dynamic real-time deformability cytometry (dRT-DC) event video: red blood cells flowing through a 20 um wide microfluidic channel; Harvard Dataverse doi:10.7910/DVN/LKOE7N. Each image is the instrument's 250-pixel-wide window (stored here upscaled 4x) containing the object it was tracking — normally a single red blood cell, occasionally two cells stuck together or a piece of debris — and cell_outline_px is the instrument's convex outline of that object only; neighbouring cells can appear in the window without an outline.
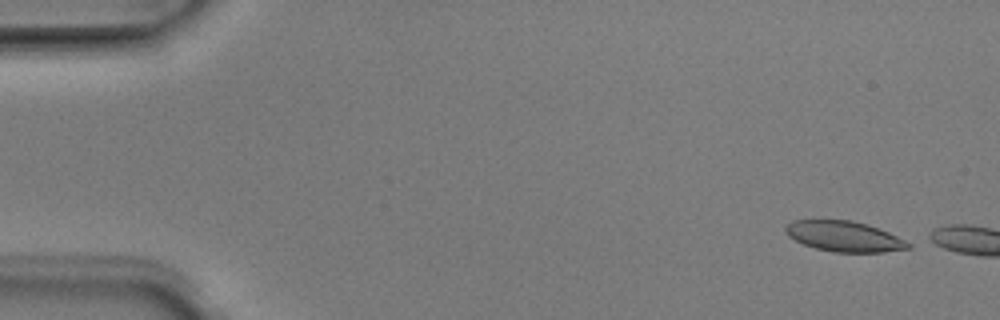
{"species": "Egyptian fruit bat (a non-hibernating species)", "species_latin": "Rousettus aegyptiacus", "temperature_condition": "room temperature", "stored_images_in_passage": 5, "camera_frame_rate_fps": 3000, "um_per_image_px": 0.085, "animal": {"sex": "male"}, "frame": {"image": 1, "passage_image": 1, "time_ms": 0.0, "image_size_px": [1000, 320], "cell_outline_px": [[912, 248], [884, 252], [832, 252], [816, 248], [804, 244], [788, 236], [784, 232], [784, 228], [792, 220], [852, 220], [868, 224], [888, 232], [912, 244]], "centroid_in_image_um": [71.76, 20.09], "position_along_channel_um": 13.2, "area_um2": 21.79}}